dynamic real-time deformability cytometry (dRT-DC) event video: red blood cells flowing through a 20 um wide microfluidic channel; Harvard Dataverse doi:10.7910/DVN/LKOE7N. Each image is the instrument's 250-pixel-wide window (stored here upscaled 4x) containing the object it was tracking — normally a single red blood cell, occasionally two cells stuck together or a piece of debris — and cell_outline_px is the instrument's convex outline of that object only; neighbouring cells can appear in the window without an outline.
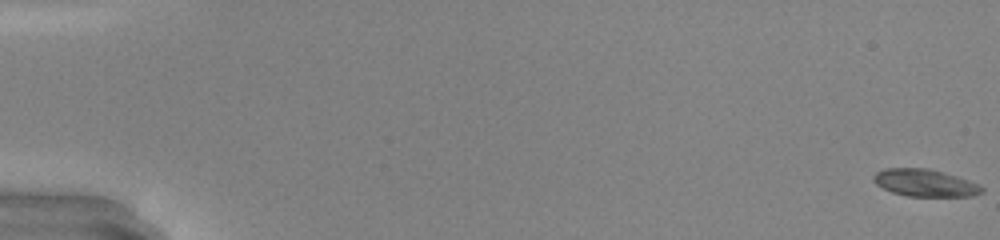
{"species": "common noctule bat (a hibernating species)", "species_latin": "Nyctalus noctula", "temperature_condition": "warm", "stored_images_in_passage": 50, "camera_frame_rate_fps": 3000, "um_per_image_px": 0.085, "animal": {"sex": "male", "body_mass_g": 20.0, "forearm_length_mm": 53.3}, "frame": {"image": 1, "passage_image": 1, "time_ms": 0.0, "image_size_px": [1000, 240], "cell_outline_px": [[984, 192], [972, 196], [908, 196], [892, 192], [876, 184], [872, 180], [872, 176], [876, 172], [884, 168], [928, 168], [956, 176], [968, 180], [984, 188]], "centroid_in_image_um": [78.59, 15.54], "position_along_channel_um": 6.4, "area_um2": 17.11}}
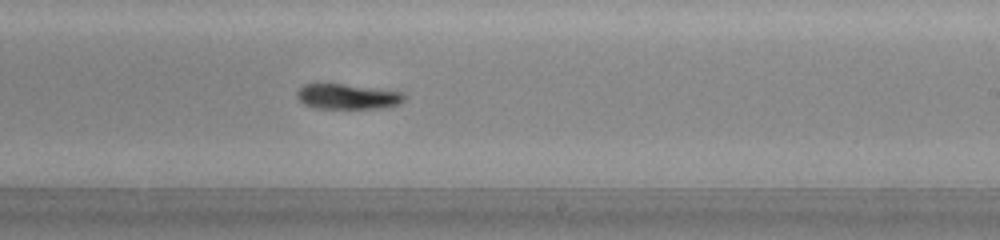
{"frame": {"image": 2, "passage_image": 32, "time_ms": 10.333, "image_size_px": [1000, 240], "cell_outline_px": [[404, 100], [400, 104], [376, 108], [312, 108], [304, 104], [296, 96], [296, 92], [304, 84], [344, 84], [404, 92]], "centroid_in_image_um": [29.52, 8.21], "position_along_channel_um": 259.5, "area_um2": 15.66}}
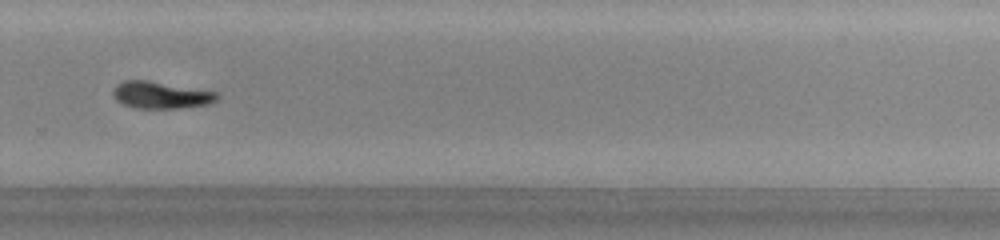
{"frame": {"image": 3, "passage_image": 36, "time_ms": 11.667, "image_size_px": [1000, 240], "cell_outline_px": [[220, 96], [216, 100], [208, 104], [180, 108], [136, 108], [124, 104], [116, 100], [112, 92], [116, 84], [124, 80], [148, 80], [216, 92]], "centroid_in_image_um": [13.65, 8.07], "position_along_channel_um": 316.1, "area_um2": 16.24}, "authors_computed_cell_mechanics": {"area_um2": 16.3574, "velocity_mm_per_s": 4.2384, "shape_relaxation_time_tau1_ms": 2.3256, "shape_relaxation_time_tau2_ms": null, "deformation_change_tau1": 0.131, "deformation_change_tau2": null}}